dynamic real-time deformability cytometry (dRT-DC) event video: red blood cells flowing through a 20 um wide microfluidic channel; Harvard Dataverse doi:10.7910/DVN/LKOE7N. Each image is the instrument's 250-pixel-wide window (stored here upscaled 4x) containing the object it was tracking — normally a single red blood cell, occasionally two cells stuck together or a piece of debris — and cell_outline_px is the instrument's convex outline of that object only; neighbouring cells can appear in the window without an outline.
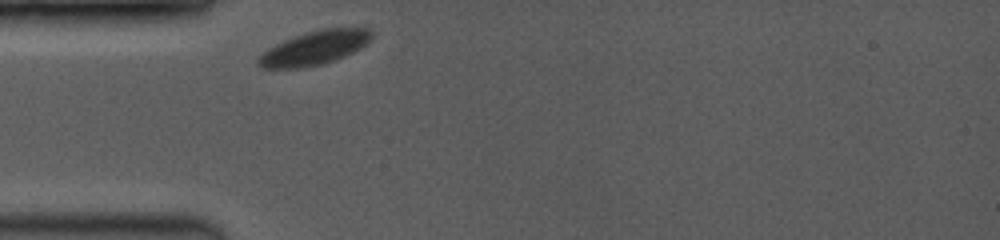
{"species": "common noctule bat (a hibernating species)", "species_latin": "Nyctalus noctula", "temperature_condition": "room temperature", "stored_images_in_passage": 1, "camera_frame_rate_fps": 3500, "um_per_image_px": 0.085, "animal": {"sex": "female", "body_mass_g": 19.0, "forearm_length_mm": 53.3}, "frame": {"image": 1, "passage_image": 1, "time_ms": 0.0, "image_size_px": [1000, 240], "cell_outline_px": [[372, 40], [368, 44], [344, 56], [324, 64], [304, 68], [260, 68], [256, 64], [256, 60], [268, 48], [284, 40], [308, 32], [324, 28], [372, 28]], "centroid_in_image_um": [26.76, 4.08], "position_along_channel_um": 58.2, "area_um2": 22.43}}